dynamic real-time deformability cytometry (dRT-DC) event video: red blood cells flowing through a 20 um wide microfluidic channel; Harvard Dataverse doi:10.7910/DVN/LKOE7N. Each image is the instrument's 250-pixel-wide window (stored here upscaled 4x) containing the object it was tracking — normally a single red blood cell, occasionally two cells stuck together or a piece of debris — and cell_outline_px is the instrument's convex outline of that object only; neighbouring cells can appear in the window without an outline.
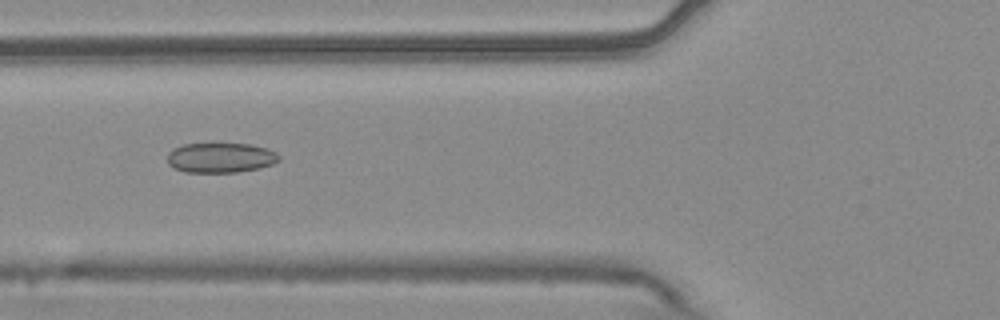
{"species": "common noctule bat (a hibernating species)", "species_latin": "Nyctalus noctula", "temperature_condition": "warm", "stored_images_in_passage": 54, "camera_frame_rate_fps": 3000, "um_per_image_px": 0.085, "animal": {"sex": "male", "body_mass_g": 20.4}, "frame": {"image": 1, "passage_image": 21, "time_ms": 6.667, "image_size_px": [1000, 320], "cell_outline_px": [[280, 160], [272, 164], [260, 168], [236, 172], [184, 172], [168, 164], [168, 152], [172, 148], [184, 144], [252, 144], [268, 148], [276, 152], [280, 156]], "centroid_in_image_um": [18.77, 13.4], "position_along_channel_um": 107.0, "area_um2": 19.54}}
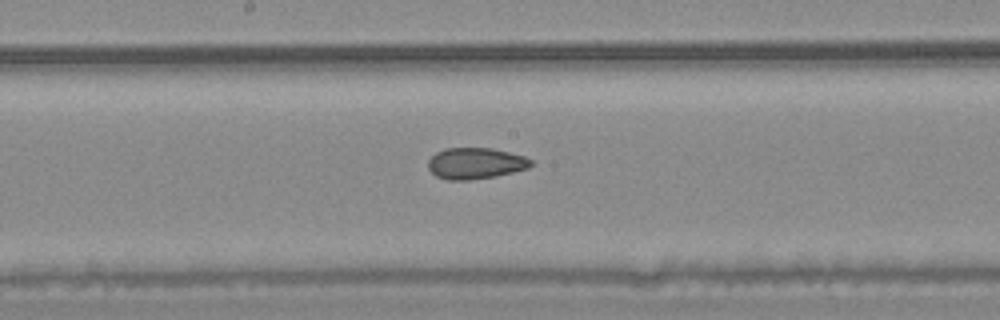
{"frame": {"image": 2, "passage_image": 29, "time_ms": 9.333, "image_size_px": [1000, 320], "cell_outline_px": [[532, 164], [528, 168], [496, 176], [468, 180], [448, 180], [436, 176], [428, 168], [428, 160], [436, 152], [444, 148], [492, 148], [524, 156], [532, 160]], "centroid_in_image_um": [40.39, 13.88], "position_along_channel_um": 207.8, "area_um2": 18.67}}
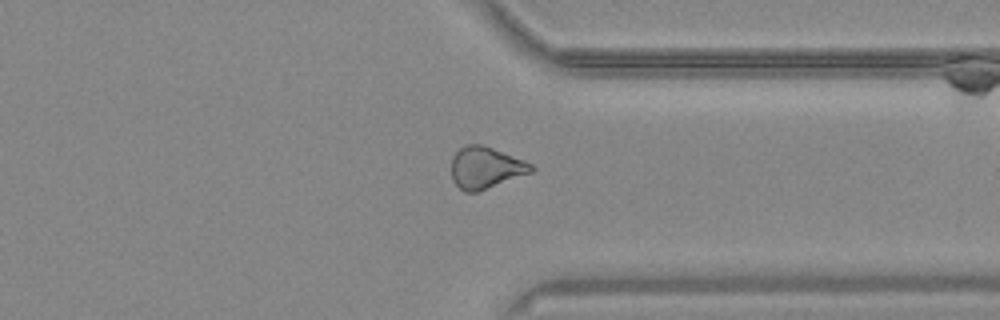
{"frame": {"image": 3, "passage_image": 42, "time_ms": 13.667, "image_size_px": [1000, 320], "cell_outline_px": [[536, 168], [532, 172], [476, 192], [464, 192], [452, 180], [452, 156], [460, 148], [468, 144], [480, 144], [492, 148], [524, 160], [532, 164]], "centroid_in_image_um": [41.27, 14.25], "position_along_channel_um": 370.1, "area_um2": 19.19}, "authors_computed_cell_mechanics": {"area_um2": 20.3745, "velocity_mm_per_s": 3.7649, "shape_relaxation_time_tau1_ms": null, "shape_relaxation_time_tau2_ms": 3.0984, "deformation_change_tau1": null, "deformation_change_tau2": 0.0895}}